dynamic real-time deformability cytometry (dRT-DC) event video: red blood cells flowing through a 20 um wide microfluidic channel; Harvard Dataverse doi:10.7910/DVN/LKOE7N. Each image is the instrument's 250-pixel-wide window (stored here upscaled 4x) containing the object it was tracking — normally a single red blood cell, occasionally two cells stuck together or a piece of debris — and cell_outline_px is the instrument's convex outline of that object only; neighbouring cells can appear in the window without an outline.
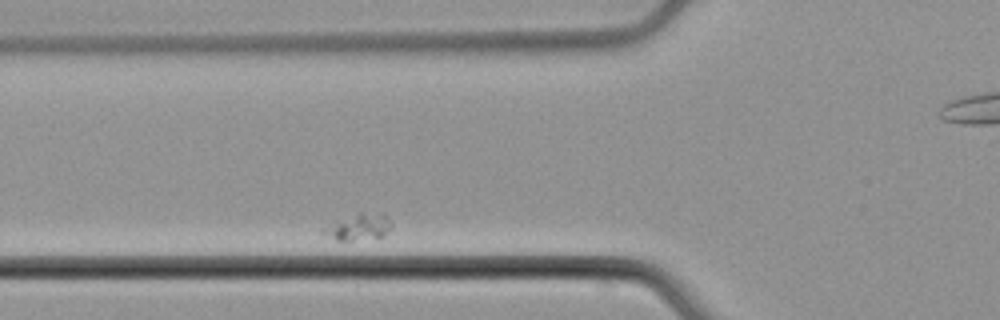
{"species": "common noctule bat (a hibernating species)", "species_latin": "Nyctalus noctula", "temperature_condition": "cold", "stored_images_in_passage": 6, "camera_frame_rate_fps": 3000, "um_per_image_px": 0.085, "animal": {"sex": "male", "body_mass_g": 21.5, "forearm_length_mm": 52.0}, "frame": {"image": 1, "passage_image": 6, "time_ms": 7.333, "image_size_px": [1000, 320], "cell_outline_px": [[392, 228], [384, 236], [352, 240], [336, 240], [320, 236], [320, 228], [332, 220], [360, 212], [384, 212], [392, 224]], "centroid_in_image_um": [30.38, 19.27], "position_along_channel_um": 95.4, "area_um2": 11.21}}